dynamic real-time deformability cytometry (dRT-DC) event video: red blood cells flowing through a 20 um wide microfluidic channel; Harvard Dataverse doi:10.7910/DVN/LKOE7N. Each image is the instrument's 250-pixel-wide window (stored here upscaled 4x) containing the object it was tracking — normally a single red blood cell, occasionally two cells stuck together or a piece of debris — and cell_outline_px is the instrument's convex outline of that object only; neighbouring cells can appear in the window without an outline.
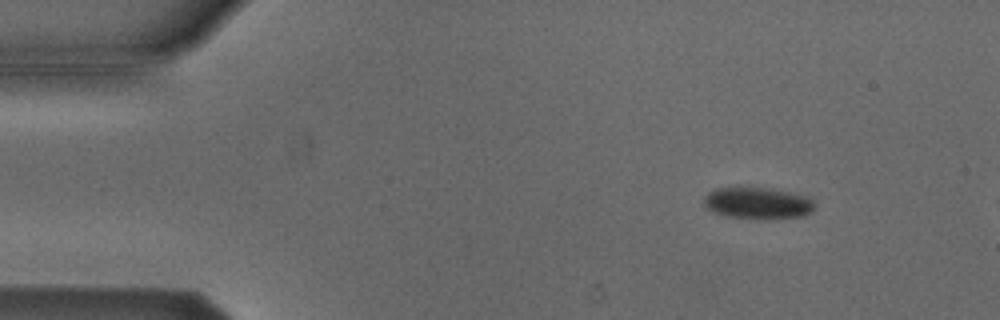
{"species": "Egyptian fruit bat (a non-hibernating species)", "species_latin": "Rousettus aegyptiacus", "temperature_condition": "cold", "stored_images_in_passage": 47, "camera_frame_rate_fps": 3000, "um_per_image_px": 0.085, "animal": {"sex": "male"}, "frame": {"image": 1, "passage_image": 1, "time_ms": 0.0, "image_size_px": [1000, 320], "cell_outline_px": [[812, 208], [804, 216], [728, 216], [716, 212], [708, 208], [704, 204], [704, 196], [708, 192], [716, 188], [736, 184], [748, 184], [772, 188], [804, 196], [812, 200]], "centroid_in_image_um": [64.28, 17.14], "position_along_channel_um": 20.7, "area_um2": 20.0}}
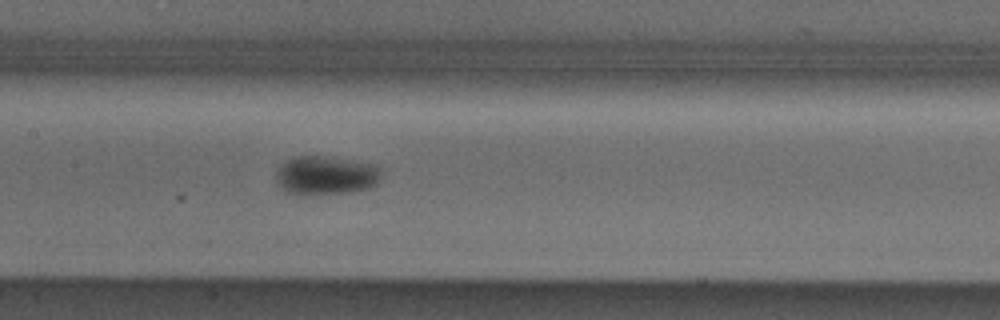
{"frame": {"image": 2, "passage_image": 20, "time_ms": 6.333, "image_size_px": [1000, 320], "cell_outline_px": [[380, 176], [376, 184], [368, 188], [344, 192], [304, 196], [288, 192], [280, 188], [276, 180], [276, 172], [280, 164], [292, 156], [324, 156], [376, 164], [380, 168]], "centroid_in_image_um": [27.64, 14.9], "position_along_channel_um": 179.8, "area_um2": 23.99}}
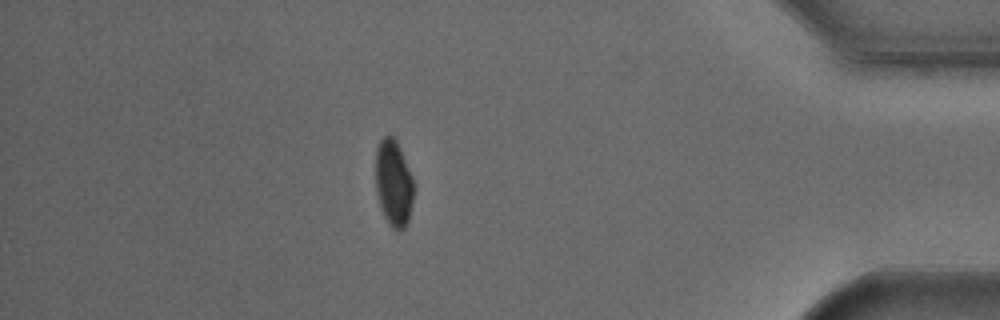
{"frame": {"image": 3, "passage_image": 41, "time_ms": 13.333, "image_size_px": [1000, 320], "cell_outline_px": [[412, 200], [408, 220], [404, 228], [400, 232], [392, 228], [388, 224], [384, 216], [376, 192], [376, 148], [380, 140], [384, 136], [392, 136], [396, 140], [412, 176]], "centroid_in_image_um": [33.43, 15.58], "position_along_channel_um": 401.8, "area_um2": 18.9}, "authors_computed_cell_mechanics": {"area_um2": 21.6172, "velocity_mm_per_s": 3.8102, "shape_relaxation_time_tau1_ms": 5.3821, "shape_relaxation_time_tau2_ms": null, "deformation_change_tau1": 0.0778, "deformation_change_tau2": null}}